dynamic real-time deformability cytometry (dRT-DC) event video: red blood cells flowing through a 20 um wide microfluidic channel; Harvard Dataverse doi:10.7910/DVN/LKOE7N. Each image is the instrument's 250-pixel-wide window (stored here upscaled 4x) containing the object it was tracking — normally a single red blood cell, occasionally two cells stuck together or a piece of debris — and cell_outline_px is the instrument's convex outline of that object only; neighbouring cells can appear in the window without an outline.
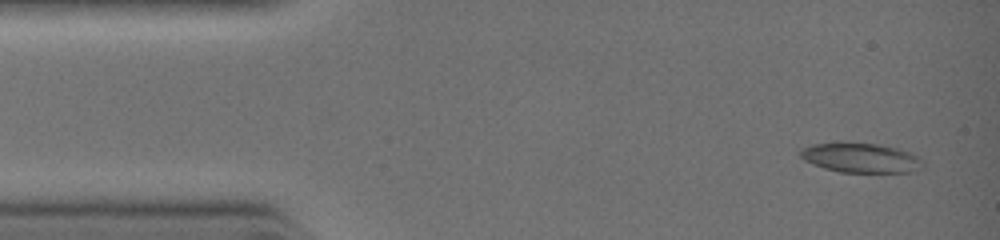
{"species": "common noctule bat (a hibernating species)", "species_latin": "Nyctalus noctula", "temperature_condition": "warm", "stored_images_in_passage": 5, "camera_frame_rate_fps": 3000, "um_per_image_px": 0.085, "animal": {"sex": "female", "body_mass_g": 19.0, "forearm_length_mm": 51.5}, "frame": {"image": 1, "passage_image": 1, "time_ms": 0.0, "image_size_px": [1000, 240], "cell_outline_px": [[924, 164], [912, 172], [840, 172], [824, 168], [812, 164], [804, 160], [800, 156], [800, 148], [812, 144], [840, 140], [876, 144], [896, 148], [908, 152], [916, 156]], "centroid_in_image_um": [73.06, 13.38], "position_along_channel_um": 11.9, "area_um2": 21.44}}